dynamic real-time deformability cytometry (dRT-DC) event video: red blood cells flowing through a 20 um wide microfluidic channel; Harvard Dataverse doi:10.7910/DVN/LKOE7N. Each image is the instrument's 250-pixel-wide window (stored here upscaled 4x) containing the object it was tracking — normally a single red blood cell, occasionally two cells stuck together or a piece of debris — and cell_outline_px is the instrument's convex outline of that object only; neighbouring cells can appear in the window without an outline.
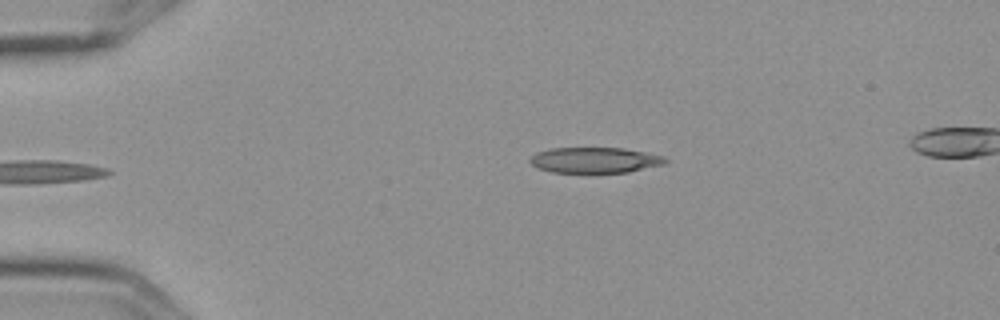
{"species": "Egyptian fruit bat (a non-hibernating species)", "species_latin": "Rousettus aegyptiacus", "temperature_condition": "cold", "stored_images_in_passage": 5, "camera_frame_rate_fps": 3000, "um_per_image_px": 0.085, "frame": {"image": 1, "passage_image": 5, "time_ms": 1.333, "image_size_px": [1000, 320], "cell_outline_px": [[668, 160], [664, 164], [628, 172], [588, 176], [552, 172], [536, 168], [528, 160], [536, 152], [552, 148], [624, 148], [664, 156]], "centroid_in_image_um": [50.52, 13.66], "position_along_channel_um": 34.5, "area_um2": 21.21}}